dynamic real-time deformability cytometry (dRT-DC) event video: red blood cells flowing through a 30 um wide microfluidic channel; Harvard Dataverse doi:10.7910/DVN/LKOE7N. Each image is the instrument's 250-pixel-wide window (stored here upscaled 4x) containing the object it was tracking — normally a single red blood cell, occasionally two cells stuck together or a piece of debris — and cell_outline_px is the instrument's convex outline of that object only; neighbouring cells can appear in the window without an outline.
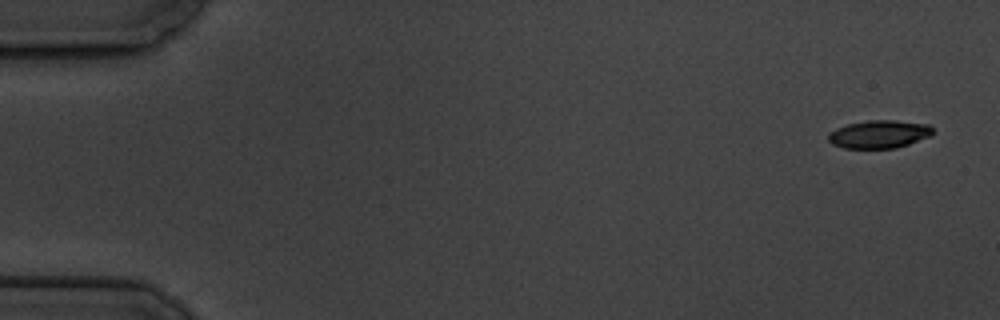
{"species": "common noctule bat (a hibernating species)", "species_latin": "Nyctalus noctula", "temperature_condition": "cold", "stored_images_in_passage": 5, "camera_frame_rate_fps": 3000, "um_per_image_px": 0.085, "animal": {"sex": "male", "body_mass_g": 19.5, "forearm_length_mm": 54.6}, "frame": {"image": 1, "passage_image": 1, "time_ms": 0.0, "image_size_px": [1000, 320], "cell_outline_px": [[932, 132], [928, 136], [908, 144], [896, 148], [844, 148], [832, 144], [828, 140], [828, 132], [836, 128], [848, 124], [868, 120], [896, 120], [928, 124], [932, 128]], "centroid_in_image_um": [74.68, 11.4], "position_along_channel_um": 10.3, "area_um2": 16.94}}
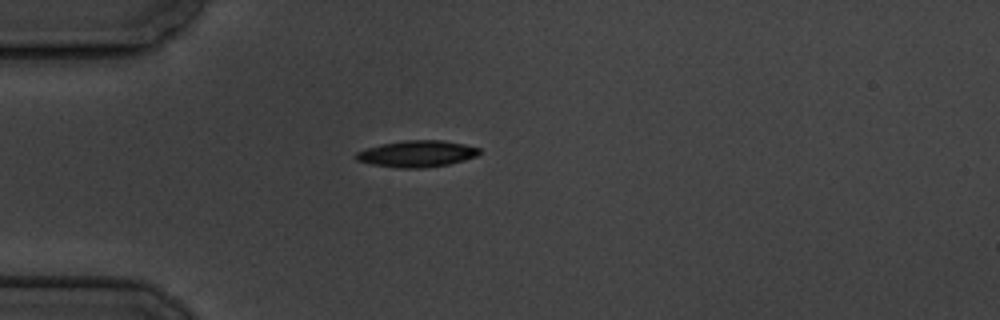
{"frame": {"image": 2, "passage_image": 5, "time_ms": 4.667, "image_size_px": [1000, 320], "cell_outline_px": [[480, 152], [476, 156], [464, 160], [448, 164], [424, 168], [400, 168], [372, 164], [356, 160], [356, 152], [368, 148], [384, 144], [404, 140], [440, 140], [464, 144], [480, 148]], "centroid_in_image_um": [35.46, 13.07], "position_along_channel_um": 49.5, "area_um2": 18.79}}